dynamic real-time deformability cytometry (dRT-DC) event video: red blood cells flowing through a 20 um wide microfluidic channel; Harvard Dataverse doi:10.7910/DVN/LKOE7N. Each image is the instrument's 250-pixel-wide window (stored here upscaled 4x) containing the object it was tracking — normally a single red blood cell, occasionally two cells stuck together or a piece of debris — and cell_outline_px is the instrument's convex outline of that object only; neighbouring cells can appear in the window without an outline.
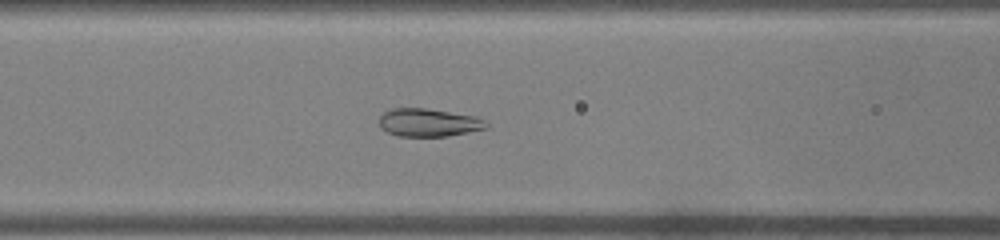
{"species": "common noctule bat (a hibernating species)", "species_latin": "Nyctalus noctula", "temperature_condition": "warm", "stored_images_in_passage": 34, "camera_frame_rate_fps": 3000, "um_per_image_px": 0.085, "animal": {"sex": "male", "body_mass_g": 19.0, "forearm_length_mm": 50.8}, "frame": {"image": 1, "passage_image": 7, "time_ms": 2.0, "image_size_px": [1000, 240], "cell_outline_px": [[488, 128], [448, 136], [396, 136], [380, 128], [380, 116], [384, 112], [392, 108], [424, 108], [476, 116], [484, 120], [488, 124]], "centroid_in_image_um": [36.43, 10.42], "position_along_channel_um": 130.2, "area_um2": 17.46}}
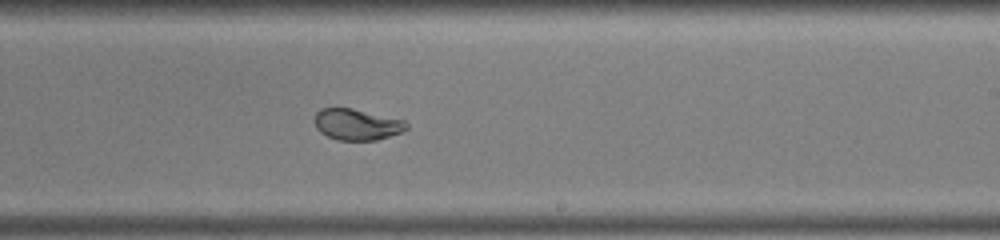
{"frame": {"image": 2, "passage_image": 16, "time_ms": 5.0, "image_size_px": [1000, 240], "cell_outline_px": [[408, 128], [400, 132], [376, 140], [336, 140], [320, 132], [316, 128], [312, 120], [316, 112], [320, 108], [352, 108], [404, 120], [408, 124]], "centroid_in_image_um": [30.28, 10.57], "position_along_channel_um": 258.7, "area_um2": 16.76}}
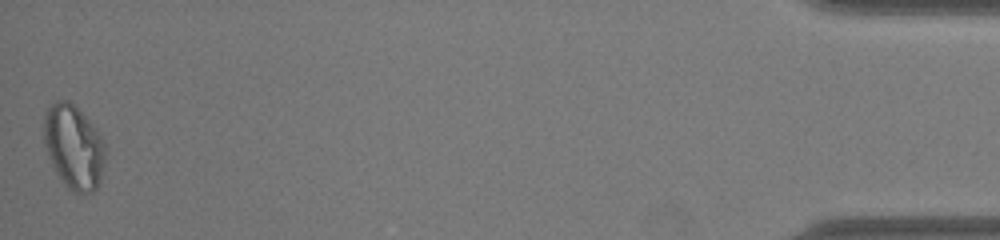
{"frame": {"image": 3, "passage_image": 34, "time_ms": 11.0, "image_size_px": [1000, 240], "cell_outline_px": [[104, 160], [100, 180], [96, 188], [92, 192], [72, 192], [68, 188], [56, 172], [48, 156], [44, 144], [44, 112], [56, 100], [68, 100], [88, 120], [100, 136], [104, 144]], "centroid_in_image_um": [6.23, 12.49], "position_along_channel_um": 429.0, "area_um2": 29.48}}